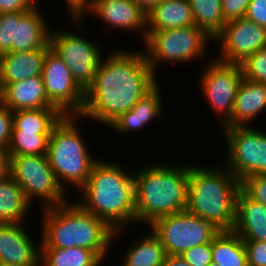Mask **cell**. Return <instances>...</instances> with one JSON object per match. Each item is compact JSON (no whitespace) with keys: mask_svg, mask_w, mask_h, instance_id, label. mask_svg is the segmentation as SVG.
<instances>
[{"mask_svg":"<svg viewBox=\"0 0 266 266\" xmlns=\"http://www.w3.org/2000/svg\"><path fill=\"white\" fill-rule=\"evenodd\" d=\"M137 51L116 49L102 59L92 84L85 90L80 119H92L108 127L158 83L144 50Z\"/></svg>","mask_w":266,"mask_h":266,"instance_id":"6da1fadb","label":"cell"},{"mask_svg":"<svg viewBox=\"0 0 266 266\" xmlns=\"http://www.w3.org/2000/svg\"><path fill=\"white\" fill-rule=\"evenodd\" d=\"M127 170L112 161L99 159L79 190L81 201H76L114 230V239L120 237L122 229L135 224L134 173Z\"/></svg>","mask_w":266,"mask_h":266,"instance_id":"7a4b0ae2","label":"cell"},{"mask_svg":"<svg viewBox=\"0 0 266 266\" xmlns=\"http://www.w3.org/2000/svg\"><path fill=\"white\" fill-rule=\"evenodd\" d=\"M153 163L133 170L135 223L147 227L158 218L185 211L187 206L189 165Z\"/></svg>","mask_w":266,"mask_h":266,"instance_id":"3957f363","label":"cell"},{"mask_svg":"<svg viewBox=\"0 0 266 266\" xmlns=\"http://www.w3.org/2000/svg\"><path fill=\"white\" fill-rule=\"evenodd\" d=\"M40 248H85L103 261L110 252L114 230L85 211L76 201L41 209Z\"/></svg>","mask_w":266,"mask_h":266,"instance_id":"277c9868","label":"cell"},{"mask_svg":"<svg viewBox=\"0 0 266 266\" xmlns=\"http://www.w3.org/2000/svg\"><path fill=\"white\" fill-rule=\"evenodd\" d=\"M219 166L208 168L189 164L185 210L213 223L220 230H233L240 181L225 165Z\"/></svg>","mask_w":266,"mask_h":266,"instance_id":"5b68a950","label":"cell"},{"mask_svg":"<svg viewBox=\"0 0 266 266\" xmlns=\"http://www.w3.org/2000/svg\"><path fill=\"white\" fill-rule=\"evenodd\" d=\"M79 115H64L52 129L47 157L57 181L65 189L67 183L78 190L88 181L98 158L92 156L77 121Z\"/></svg>","mask_w":266,"mask_h":266,"instance_id":"8992f818","label":"cell"},{"mask_svg":"<svg viewBox=\"0 0 266 266\" xmlns=\"http://www.w3.org/2000/svg\"><path fill=\"white\" fill-rule=\"evenodd\" d=\"M213 39L195 25L161 30L147 31L145 44V57L148 65L155 75L159 65L164 61L186 63L204 58L208 53L207 44ZM208 48V49H207Z\"/></svg>","mask_w":266,"mask_h":266,"instance_id":"52a82bcc","label":"cell"},{"mask_svg":"<svg viewBox=\"0 0 266 266\" xmlns=\"http://www.w3.org/2000/svg\"><path fill=\"white\" fill-rule=\"evenodd\" d=\"M10 176L32 204L41 199V209L67 203L66 190L59 184L47 155L11 156Z\"/></svg>","mask_w":266,"mask_h":266,"instance_id":"ba28073f","label":"cell"},{"mask_svg":"<svg viewBox=\"0 0 266 266\" xmlns=\"http://www.w3.org/2000/svg\"><path fill=\"white\" fill-rule=\"evenodd\" d=\"M166 255H182L197 245L211 244L221 231L213 223L182 211L156 219L149 225Z\"/></svg>","mask_w":266,"mask_h":266,"instance_id":"9c48e42d","label":"cell"},{"mask_svg":"<svg viewBox=\"0 0 266 266\" xmlns=\"http://www.w3.org/2000/svg\"><path fill=\"white\" fill-rule=\"evenodd\" d=\"M227 156L223 164L241 182L251 175H266V132L251 126L223 128Z\"/></svg>","mask_w":266,"mask_h":266,"instance_id":"30bf717a","label":"cell"},{"mask_svg":"<svg viewBox=\"0 0 266 266\" xmlns=\"http://www.w3.org/2000/svg\"><path fill=\"white\" fill-rule=\"evenodd\" d=\"M64 30H51L50 48L63 60L72 77L85 91L92 84L103 59L102 50L99 44L82 34Z\"/></svg>","mask_w":266,"mask_h":266,"instance_id":"8fae6325","label":"cell"},{"mask_svg":"<svg viewBox=\"0 0 266 266\" xmlns=\"http://www.w3.org/2000/svg\"><path fill=\"white\" fill-rule=\"evenodd\" d=\"M201 73L199 86L213 111L220 118L222 128H230V116L238 86L243 79L239 64L214 59Z\"/></svg>","mask_w":266,"mask_h":266,"instance_id":"7c38bea8","label":"cell"},{"mask_svg":"<svg viewBox=\"0 0 266 266\" xmlns=\"http://www.w3.org/2000/svg\"><path fill=\"white\" fill-rule=\"evenodd\" d=\"M42 77L48 100L64 115H80L85 91L72 77L63 60L51 48L46 52Z\"/></svg>","mask_w":266,"mask_h":266,"instance_id":"4fadbf2b","label":"cell"},{"mask_svg":"<svg viewBox=\"0 0 266 266\" xmlns=\"http://www.w3.org/2000/svg\"><path fill=\"white\" fill-rule=\"evenodd\" d=\"M219 45L215 59L239 64L249 55L266 48V28L244 18L227 22L213 39Z\"/></svg>","mask_w":266,"mask_h":266,"instance_id":"5bb4252c","label":"cell"},{"mask_svg":"<svg viewBox=\"0 0 266 266\" xmlns=\"http://www.w3.org/2000/svg\"><path fill=\"white\" fill-rule=\"evenodd\" d=\"M89 15H95L113 29L136 31L143 41L147 33V15L133 0H95Z\"/></svg>","mask_w":266,"mask_h":266,"instance_id":"9a60e30c","label":"cell"},{"mask_svg":"<svg viewBox=\"0 0 266 266\" xmlns=\"http://www.w3.org/2000/svg\"><path fill=\"white\" fill-rule=\"evenodd\" d=\"M23 224L24 222L0 224V262L16 265H41V241L35 244Z\"/></svg>","mask_w":266,"mask_h":266,"instance_id":"2e32d148","label":"cell"},{"mask_svg":"<svg viewBox=\"0 0 266 266\" xmlns=\"http://www.w3.org/2000/svg\"><path fill=\"white\" fill-rule=\"evenodd\" d=\"M157 83L147 94H145L129 111L120 114L108 126L114 128L117 133L128 134L143 130L155 118L163 115L162 86ZM147 124V125H146Z\"/></svg>","mask_w":266,"mask_h":266,"instance_id":"e0dca14e","label":"cell"},{"mask_svg":"<svg viewBox=\"0 0 266 266\" xmlns=\"http://www.w3.org/2000/svg\"><path fill=\"white\" fill-rule=\"evenodd\" d=\"M0 102L10 110L56 108L45 93L42 75L12 82L0 90Z\"/></svg>","mask_w":266,"mask_h":266,"instance_id":"ac0fdd59","label":"cell"},{"mask_svg":"<svg viewBox=\"0 0 266 266\" xmlns=\"http://www.w3.org/2000/svg\"><path fill=\"white\" fill-rule=\"evenodd\" d=\"M50 46L0 55V90L7 84L42 75L43 63Z\"/></svg>","mask_w":266,"mask_h":266,"instance_id":"d6986e66","label":"cell"},{"mask_svg":"<svg viewBox=\"0 0 266 266\" xmlns=\"http://www.w3.org/2000/svg\"><path fill=\"white\" fill-rule=\"evenodd\" d=\"M265 109L266 85L243 78L234 100L230 128L248 127Z\"/></svg>","mask_w":266,"mask_h":266,"instance_id":"ffe728a7","label":"cell"},{"mask_svg":"<svg viewBox=\"0 0 266 266\" xmlns=\"http://www.w3.org/2000/svg\"><path fill=\"white\" fill-rule=\"evenodd\" d=\"M233 231L243 241L266 242V207L249 198L241 189L236 199V220Z\"/></svg>","mask_w":266,"mask_h":266,"instance_id":"44dd1931","label":"cell"},{"mask_svg":"<svg viewBox=\"0 0 266 266\" xmlns=\"http://www.w3.org/2000/svg\"><path fill=\"white\" fill-rule=\"evenodd\" d=\"M43 16L36 7L28 10L19 21H15V52L50 46L51 29Z\"/></svg>","mask_w":266,"mask_h":266,"instance_id":"7402d4cb","label":"cell"},{"mask_svg":"<svg viewBox=\"0 0 266 266\" xmlns=\"http://www.w3.org/2000/svg\"><path fill=\"white\" fill-rule=\"evenodd\" d=\"M195 25L188 0H161L147 14V31H161Z\"/></svg>","mask_w":266,"mask_h":266,"instance_id":"603a6c76","label":"cell"},{"mask_svg":"<svg viewBox=\"0 0 266 266\" xmlns=\"http://www.w3.org/2000/svg\"><path fill=\"white\" fill-rule=\"evenodd\" d=\"M64 114L58 108L22 109L13 112V131L51 135Z\"/></svg>","mask_w":266,"mask_h":266,"instance_id":"cb8c5ba5","label":"cell"},{"mask_svg":"<svg viewBox=\"0 0 266 266\" xmlns=\"http://www.w3.org/2000/svg\"><path fill=\"white\" fill-rule=\"evenodd\" d=\"M32 205L11 176L0 181V224L22 223Z\"/></svg>","mask_w":266,"mask_h":266,"instance_id":"d4e9b609","label":"cell"},{"mask_svg":"<svg viewBox=\"0 0 266 266\" xmlns=\"http://www.w3.org/2000/svg\"><path fill=\"white\" fill-rule=\"evenodd\" d=\"M138 239L126 248L122 265L118 266H162L166 252L152 231Z\"/></svg>","mask_w":266,"mask_h":266,"instance_id":"484cf974","label":"cell"},{"mask_svg":"<svg viewBox=\"0 0 266 266\" xmlns=\"http://www.w3.org/2000/svg\"><path fill=\"white\" fill-rule=\"evenodd\" d=\"M212 261L219 266H248L242 238L233 230H221L211 242Z\"/></svg>","mask_w":266,"mask_h":266,"instance_id":"4316f807","label":"cell"},{"mask_svg":"<svg viewBox=\"0 0 266 266\" xmlns=\"http://www.w3.org/2000/svg\"><path fill=\"white\" fill-rule=\"evenodd\" d=\"M41 266H100L103 260L85 248H40Z\"/></svg>","mask_w":266,"mask_h":266,"instance_id":"83f0119b","label":"cell"},{"mask_svg":"<svg viewBox=\"0 0 266 266\" xmlns=\"http://www.w3.org/2000/svg\"><path fill=\"white\" fill-rule=\"evenodd\" d=\"M195 26L214 39L227 23L223 16L222 0H188Z\"/></svg>","mask_w":266,"mask_h":266,"instance_id":"f1b7e54d","label":"cell"},{"mask_svg":"<svg viewBox=\"0 0 266 266\" xmlns=\"http://www.w3.org/2000/svg\"><path fill=\"white\" fill-rule=\"evenodd\" d=\"M50 135H35L29 132H12L8 152L16 155H47Z\"/></svg>","mask_w":266,"mask_h":266,"instance_id":"f546056e","label":"cell"},{"mask_svg":"<svg viewBox=\"0 0 266 266\" xmlns=\"http://www.w3.org/2000/svg\"><path fill=\"white\" fill-rule=\"evenodd\" d=\"M239 65L243 78L266 85V48L249 55Z\"/></svg>","mask_w":266,"mask_h":266,"instance_id":"4dcf8cb0","label":"cell"},{"mask_svg":"<svg viewBox=\"0 0 266 266\" xmlns=\"http://www.w3.org/2000/svg\"><path fill=\"white\" fill-rule=\"evenodd\" d=\"M27 11L0 14V55L15 52V21Z\"/></svg>","mask_w":266,"mask_h":266,"instance_id":"1f68e13d","label":"cell"},{"mask_svg":"<svg viewBox=\"0 0 266 266\" xmlns=\"http://www.w3.org/2000/svg\"><path fill=\"white\" fill-rule=\"evenodd\" d=\"M240 189L266 207V175H251L240 182Z\"/></svg>","mask_w":266,"mask_h":266,"instance_id":"d6a6232c","label":"cell"},{"mask_svg":"<svg viewBox=\"0 0 266 266\" xmlns=\"http://www.w3.org/2000/svg\"><path fill=\"white\" fill-rule=\"evenodd\" d=\"M180 256L191 266H208L212 262L211 244L197 245Z\"/></svg>","mask_w":266,"mask_h":266,"instance_id":"836d02e7","label":"cell"},{"mask_svg":"<svg viewBox=\"0 0 266 266\" xmlns=\"http://www.w3.org/2000/svg\"><path fill=\"white\" fill-rule=\"evenodd\" d=\"M65 4L68 9L69 20H71V24L77 25V29L82 27L80 24L83 23V20L86 13L89 12L93 5L95 0H64ZM73 20V21H72Z\"/></svg>","mask_w":266,"mask_h":266,"instance_id":"e575fe53","label":"cell"},{"mask_svg":"<svg viewBox=\"0 0 266 266\" xmlns=\"http://www.w3.org/2000/svg\"><path fill=\"white\" fill-rule=\"evenodd\" d=\"M248 266H266V242L243 241Z\"/></svg>","mask_w":266,"mask_h":266,"instance_id":"d590c367","label":"cell"},{"mask_svg":"<svg viewBox=\"0 0 266 266\" xmlns=\"http://www.w3.org/2000/svg\"><path fill=\"white\" fill-rule=\"evenodd\" d=\"M13 131V111L0 102V148L8 149Z\"/></svg>","mask_w":266,"mask_h":266,"instance_id":"8d00e7d4","label":"cell"},{"mask_svg":"<svg viewBox=\"0 0 266 266\" xmlns=\"http://www.w3.org/2000/svg\"><path fill=\"white\" fill-rule=\"evenodd\" d=\"M251 0H222V11L226 22L244 18Z\"/></svg>","mask_w":266,"mask_h":266,"instance_id":"74e56055","label":"cell"},{"mask_svg":"<svg viewBox=\"0 0 266 266\" xmlns=\"http://www.w3.org/2000/svg\"><path fill=\"white\" fill-rule=\"evenodd\" d=\"M245 18L266 28V0H251Z\"/></svg>","mask_w":266,"mask_h":266,"instance_id":"f35d334b","label":"cell"},{"mask_svg":"<svg viewBox=\"0 0 266 266\" xmlns=\"http://www.w3.org/2000/svg\"><path fill=\"white\" fill-rule=\"evenodd\" d=\"M39 0H0V14L28 11L39 7Z\"/></svg>","mask_w":266,"mask_h":266,"instance_id":"ab89813d","label":"cell"},{"mask_svg":"<svg viewBox=\"0 0 266 266\" xmlns=\"http://www.w3.org/2000/svg\"><path fill=\"white\" fill-rule=\"evenodd\" d=\"M11 155L8 150L0 148V181L10 177Z\"/></svg>","mask_w":266,"mask_h":266,"instance_id":"60d3db41","label":"cell"},{"mask_svg":"<svg viewBox=\"0 0 266 266\" xmlns=\"http://www.w3.org/2000/svg\"><path fill=\"white\" fill-rule=\"evenodd\" d=\"M162 266H191L180 255H166Z\"/></svg>","mask_w":266,"mask_h":266,"instance_id":"b9f144b4","label":"cell"},{"mask_svg":"<svg viewBox=\"0 0 266 266\" xmlns=\"http://www.w3.org/2000/svg\"><path fill=\"white\" fill-rule=\"evenodd\" d=\"M147 15L161 0H133Z\"/></svg>","mask_w":266,"mask_h":266,"instance_id":"7bdbcfd3","label":"cell"},{"mask_svg":"<svg viewBox=\"0 0 266 266\" xmlns=\"http://www.w3.org/2000/svg\"><path fill=\"white\" fill-rule=\"evenodd\" d=\"M0 266H41V265H16V264L0 262Z\"/></svg>","mask_w":266,"mask_h":266,"instance_id":"ee69618b","label":"cell"},{"mask_svg":"<svg viewBox=\"0 0 266 266\" xmlns=\"http://www.w3.org/2000/svg\"><path fill=\"white\" fill-rule=\"evenodd\" d=\"M208 266H219V265L212 261Z\"/></svg>","mask_w":266,"mask_h":266,"instance_id":"f6af8a7d","label":"cell"}]
</instances>
